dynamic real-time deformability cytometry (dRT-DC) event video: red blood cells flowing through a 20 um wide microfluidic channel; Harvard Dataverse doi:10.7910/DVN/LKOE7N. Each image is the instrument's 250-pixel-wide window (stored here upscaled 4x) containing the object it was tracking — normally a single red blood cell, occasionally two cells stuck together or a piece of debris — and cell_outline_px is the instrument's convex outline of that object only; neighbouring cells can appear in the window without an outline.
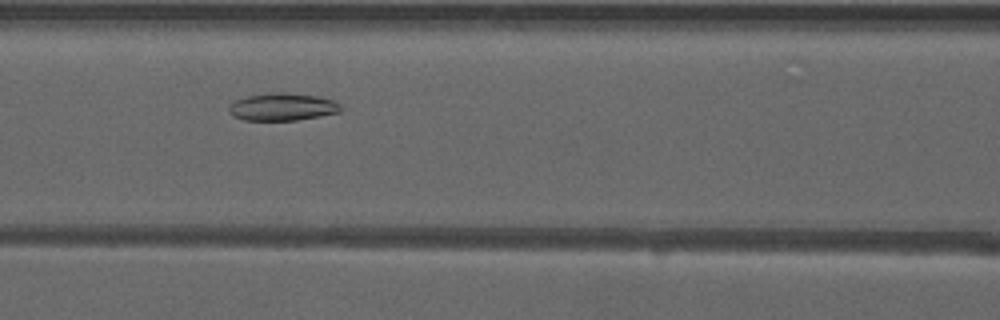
{"species": "common noctule bat (a hibernating species)", "species_latin": "Nyctalus noctula", "temperature_condition": "warm", "stored_images_in_passage": 33, "camera_frame_rate_fps": 3000, "um_per_image_px": 0.085, "animal": {"sex": "male", "forearm_length_mm": 52.5}, "frame": {"image": 1, "passage_image": 10, "time_ms": 3.0, "image_size_px": [1000, 320], "cell_outline_px": [[340, 112], [320, 116], [296, 120], [244, 120], [232, 116], [228, 112], [228, 108], [236, 100], [248, 96], [272, 92], [316, 96], [332, 100], [340, 104]], "centroid_in_image_um": [23.98, 9.1], "position_along_channel_um": 142.6, "area_um2": 17.63}}
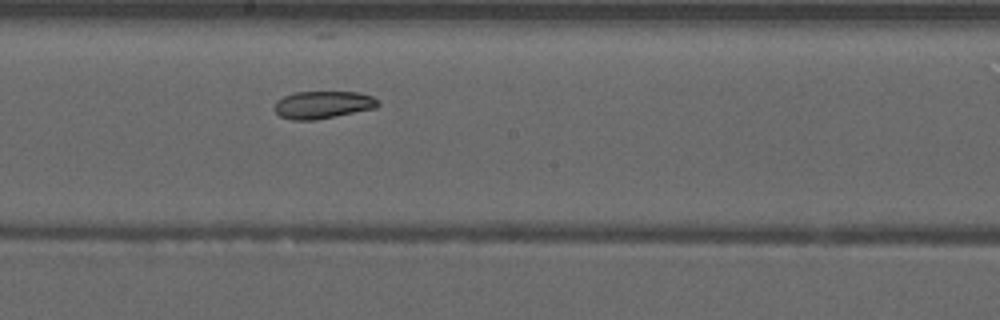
{"frame": {"image": 2, "passage_image": 16, "time_ms": 5.0, "image_size_px": [1000, 320], "cell_outline_px": [[380, 104], [376, 108], [316, 120], [292, 120], [280, 116], [272, 108], [276, 100], [284, 96], [296, 92], [360, 92], [372, 96], [380, 100]], "centroid_in_image_um": [27.45, 8.9], "position_along_channel_um": 220.8, "area_um2": 16.82}}
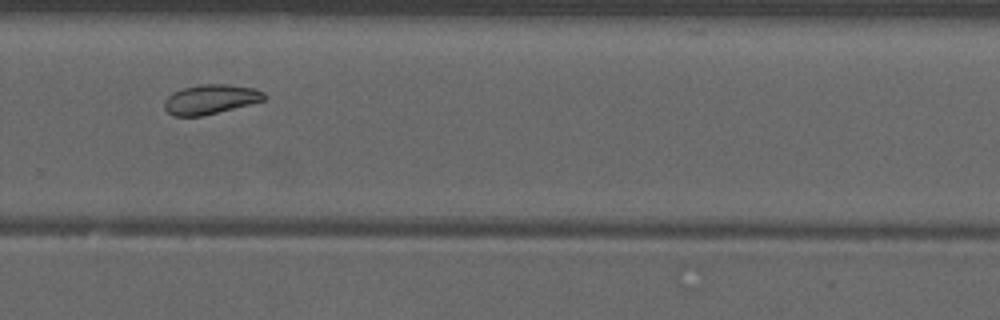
{"frame": {"image": 3, "passage_image": 23, "time_ms": 7.333, "image_size_px": [1000, 320], "cell_outline_px": [[268, 96], [264, 100], [200, 116], [172, 116], [164, 108], [164, 100], [172, 92], [184, 88], [200, 84], [224, 84], [252, 88], [264, 92]], "centroid_in_image_um": [17.85, 8.43], "position_along_channel_um": 311.9, "area_um2": 16.94}, "authors_computed_cell_mechanics": {"area_um2": 17.1088, "velocity_mm_per_s": 3.9187, "shape_relaxation_time_tau1_ms": null, "shape_relaxation_time_tau2_ms": 6.2504, "deformation_change_tau1": null, "deformation_change_tau2": 0.0912}}